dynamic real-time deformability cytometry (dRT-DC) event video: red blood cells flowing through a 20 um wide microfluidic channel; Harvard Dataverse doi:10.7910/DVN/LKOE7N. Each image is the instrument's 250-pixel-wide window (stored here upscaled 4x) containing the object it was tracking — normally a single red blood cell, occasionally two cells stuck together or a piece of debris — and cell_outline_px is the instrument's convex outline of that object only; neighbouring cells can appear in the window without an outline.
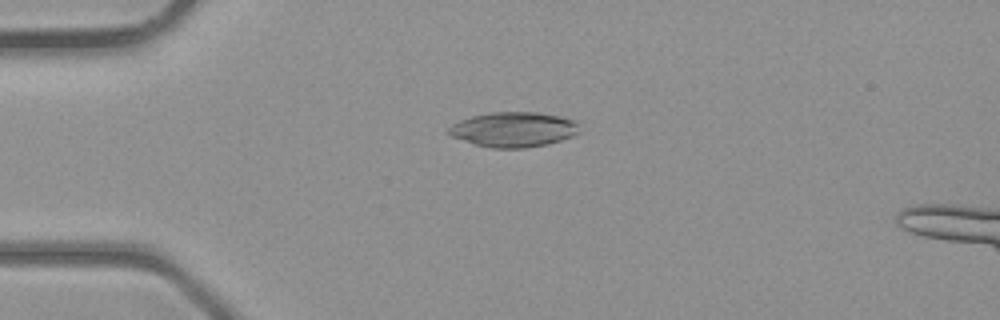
{"species": "common noctule bat (a hibernating species)", "species_latin": "Nyctalus noctula", "temperature_condition": "room temperature", "stored_images_in_passage": 2, "camera_frame_rate_fps": 3000, "um_per_image_px": 0.085, "animal": {"sex": "male", "body_mass_g": 23.1, "forearm_length_mm": 52.7}, "frame": {"image": 1, "passage_image": 1, "time_ms": 0.0, "image_size_px": [1000, 320], "cell_outline_px": [[580, 132], [572, 136], [548, 144], [528, 148], [492, 148], [476, 144], [452, 136], [448, 132], [448, 128], [452, 124], [460, 120], [472, 116], [492, 112], [540, 112], [560, 116], [576, 120]], "centroid_in_image_um": [43.69, 11.0], "position_along_channel_um": 41.3, "area_um2": 26.65}}